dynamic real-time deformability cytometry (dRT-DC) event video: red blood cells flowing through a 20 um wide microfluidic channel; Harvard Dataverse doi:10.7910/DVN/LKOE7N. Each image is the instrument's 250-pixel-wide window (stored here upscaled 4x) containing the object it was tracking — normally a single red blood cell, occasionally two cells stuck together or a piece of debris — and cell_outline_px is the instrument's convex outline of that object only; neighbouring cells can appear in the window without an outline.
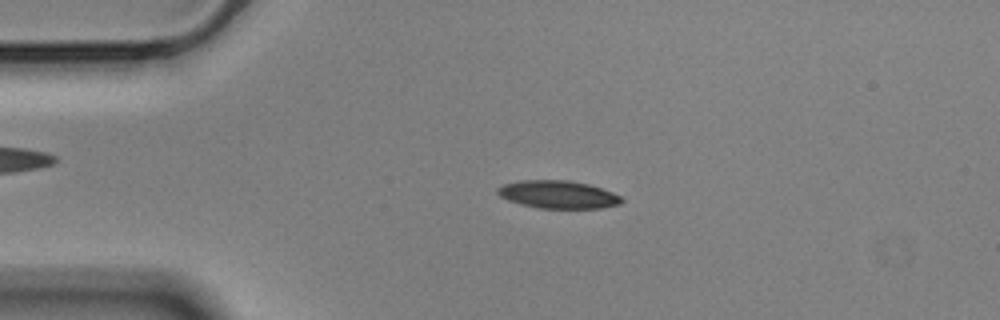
{"species": "Egyptian fruit bat (a non-hibernating species)", "species_latin": "Rousettus aegyptiacus", "temperature_condition": "cold", "stored_images_in_passage": 56, "camera_frame_rate_fps": 3000, "um_per_image_px": 0.085, "animal": {"sex": "male"}, "frame": {"image": 1, "passage_image": 12, "time_ms": 3.667, "image_size_px": [1000, 320], "cell_outline_px": [[624, 200], [620, 204], [600, 208], [540, 208], [508, 200], [500, 196], [496, 192], [496, 188], [504, 184], [520, 180], [568, 180], [588, 184], [612, 192], [620, 196]], "centroid_in_image_um": [47.43, 16.52], "position_along_channel_um": 37.6, "area_um2": 19.94}}
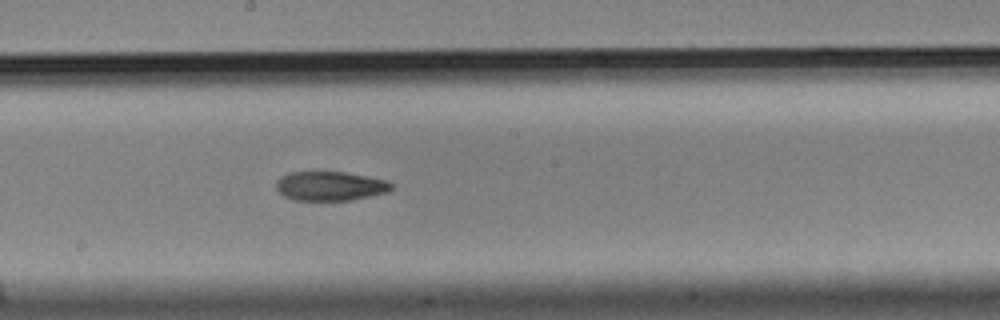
{"frame": {"image": 2, "passage_image": 30, "time_ms": 9.667, "image_size_px": [1000, 320], "cell_outline_px": [[392, 188], [388, 192], [348, 200], [292, 200], [284, 196], [276, 188], [276, 180], [280, 176], [288, 172], [316, 168], [344, 172], [388, 180], [392, 184]], "centroid_in_image_um": [27.98, 15.75], "position_along_channel_um": 220.2, "area_um2": 20.4}}
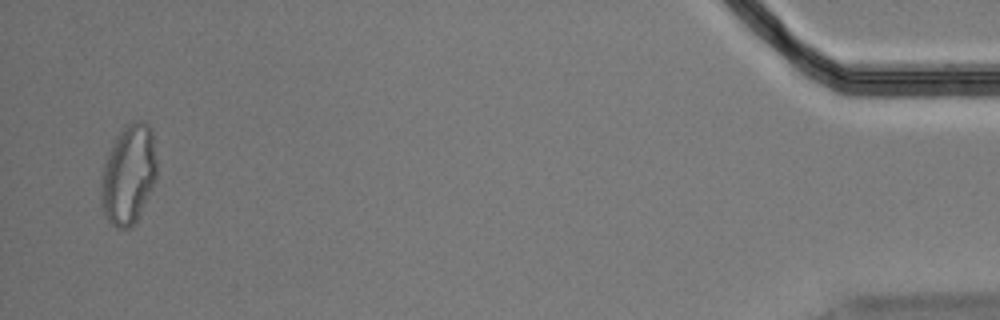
{"frame": {"image": 3, "passage_image": 55, "time_ms": 18.0, "image_size_px": [1000, 320], "cell_outline_px": [[156, 180], [136, 224], [128, 228], [116, 228], [108, 220], [104, 212], [100, 192], [100, 188], [104, 160], [116, 136], [128, 124], [136, 120], [144, 120], [148, 124], [152, 132], [156, 160]], "centroid_in_image_um": [10.93, 14.85], "position_along_channel_um": 424.3, "area_um2": 32.48}, "authors_computed_cell_mechanics": {"area_um2": 20.4612, "velocity_mm_per_s": 3.5367, "shape_relaxation_time_tau1_ms": 4.3026, "shape_relaxation_time_tau2_ms": 5.9946, "deformation_change_tau1": 0.1571, "deformation_change_tau2": 0.1335}}